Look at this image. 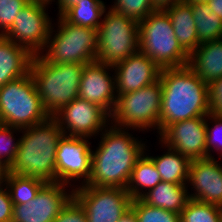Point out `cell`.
I'll return each mask as SVG.
<instances>
[{
  "label": "cell",
  "mask_w": 222,
  "mask_h": 222,
  "mask_svg": "<svg viewBox=\"0 0 222 222\" xmlns=\"http://www.w3.org/2000/svg\"><path fill=\"white\" fill-rule=\"evenodd\" d=\"M108 125L100 133L99 146L92 151L91 176L84 185L126 189L136 161L147 146L132 136L130 129Z\"/></svg>",
  "instance_id": "6da1fadb"
},
{
  "label": "cell",
  "mask_w": 222,
  "mask_h": 222,
  "mask_svg": "<svg viewBox=\"0 0 222 222\" xmlns=\"http://www.w3.org/2000/svg\"><path fill=\"white\" fill-rule=\"evenodd\" d=\"M160 134L175 122L209 115L208 85L188 66L163 68Z\"/></svg>",
  "instance_id": "7a4b0ae2"
},
{
  "label": "cell",
  "mask_w": 222,
  "mask_h": 222,
  "mask_svg": "<svg viewBox=\"0 0 222 222\" xmlns=\"http://www.w3.org/2000/svg\"><path fill=\"white\" fill-rule=\"evenodd\" d=\"M21 132L19 148L9 172L56 182V151L64 136L56 119L49 117Z\"/></svg>",
  "instance_id": "3957f363"
},
{
  "label": "cell",
  "mask_w": 222,
  "mask_h": 222,
  "mask_svg": "<svg viewBox=\"0 0 222 222\" xmlns=\"http://www.w3.org/2000/svg\"><path fill=\"white\" fill-rule=\"evenodd\" d=\"M85 64H49L35 55L30 66L38 95L50 117L78 98L80 81Z\"/></svg>",
  "instance_id": "277c9868"
},
{
  "label": "cell",
  "mask_w": 222,
  "mask_h": 222,
  "mask_svg": "<svg viewBox=\"0 0 222 222\" xmlns=\"http://www.w3.org/2000/svg\"><path fill=\"white\" fill-rule=\"evenodd\" d=\"M139 51L161 69L188 65L189 54L181 47L165 10H155L138 22Z\"/></svg>",
  "instance_id": "5b68a950"
},
{
  "label": "cell",
  "mask_w": 222,
  "mask_h": 222,
  "mask_svg": "<svg viewBox=\"0 0 222 222\" xmlns=\"http://www.w3.org/2000/svg\"><path fill=\"white\" fill-rule=\"evenodd\" d=\"M57 21L58 28L54 31V26L51 27L43 49V52L45 50L46 53L39 55L49 64H88L95 62L98 29L70 24L62 16L58 17Z\"/></svg>",
  "instance_id": "8992f818"
},
{
  "label": "cell",
  "mask_w": 222,
  "mask_h": 222,
  "mask_svg": "<svg viewBox=\"0 0 222 222\" xmlns=\"http://www.w3.org/2000/svg\"><path fill=\"white\" fill-rule=\"evenodd\" d=\"M49 117L30 72L0 87V121L3 125L23 129Z\"/></svg>",
  "instance_id": "52a82bcc"
},
{
  "label": "cell",
  "mask_w": 222,
  "mask_h": 222,
  "mask_svg": "<svg viewBox=\"0 0 222 222\" xmlns=\"http://www.w3.org/2000/svg\"><path fill=\"white\" fill-rule=\"evenodd\" d=\"M161 102L160 79L134 92L118 95L110 124L140 131H148L154 127L153 130L157 129L160 135Z\"/></svg>",
  "instance_id": "ba28073f"
},
{
  "label": "cell",
  "mask_w": 222,
  "mask_h": 222,
  "mask_svg": "<svg viewBox=\"0 0 222 222\" xmlns=\"http://www.w3.org/2000/svg\"><path fill=\"white\" fill-rule=\"evenodd\" d=\"M98 28L96 61L115 65L139 51V28L134 19L110 9Z\"/></svg>",
  "instance_id": "9c48e42d"
},
{
  "label": "cell",
  "mask_w": 222,
  "mask_h": 222,
  "mask_svg": "<svg viewBox=\"0 0 222 222\" xmlns=\"http://www.w3.org/2000/svg\"><path fill=\"white\" fill-rule=\"evenodd\" d=\"M74 198L84 208L87 222H117L131 208L132 197L126 189L77 185Z\"/></svg>",
  "instance_id": "30bf717a"
},
{
  "label": "cell",
  "mask_w": 222,
  "mask_h": 222,
  "mask_svg": "<svg viewBox=\"0 0 222 222\" xmlns=\"http://www.w3.org/2000/svg\"><path fill=\"white\" fill-rule=\"evenodd\" d=\"M47 6L31 0L2 36L24 47L33 56L43 53L52 27Z\"/></svg>",
  "instance_id": "8fae6325"
},
{
  "label": "cell",
  "mask_w": 222,
  "mask_h": 222,
  "mask_svg": "<svg viewBox=\"0 0 222 222\" xmlns=\"http://www.w3.org/2000/svg\"><path fill=\"white\" fill-rule=\"evenodd\" d=\"M53 117L65 136L90 139L102 133L111 120V115L104 108L80 98L71 101Z\"/></svg>",
  "instance_id": "7c38bea8"
},
{
  "label": "cell",
  "mask_w": 222,
  "mask_h": 222,
  "mask_svg": "<svg viewBox=\"0 0 222 222\" xmlns=\"http://www.w3.org/2000/svg\"><path fill=\"white\" fill-rule=\"evenodd\" d=\"M66 187L64 183L47 182L34 199L13 205L12 222H53L74 197V191H67Z\"/></svg>",
  "instance_id": "4fadbf2b"
},
{
  "label": "cell",
  "mask_w": 222,
  "mask_h": 222,
  "mask_svg": "<svg viewBox=\"0 0 222 222\" xmlns=\"http://www.w3.org/2000/svg\"><path fill=\"white\" fill-rule=\"evenodd\" d=\"M88 139V140H87ZM89 138L63 136L56 151V182L71 185L81 179L85 184L91 176L92 149Z\"/></svg>",
  "instance_id": "5bb4252c"
},
{
  "label": "cell",
  "mask_w": 222,
  "mask_h": 222,
  "mask_svg": "<svg viewBox=\"0 0 222 222\" xmlns=\"http://www.w3.org/2000/svg\"><path fill=\"white\" fill-rule=\"evenodd\" d=\"M206 118L207 116H199L170 124L160 134L161 146H168L191 161L209 158Z\"/></svg>",
  "instance_id": "9a60e30c"
},
{
  "label": "cell",
  "mask_w": 222,
  "mask_h": 222,
  "mask_svg": "<svg viewBox=\"0 0 222 222\" xmlns=\"http://www.w3.org/2000/svg\"><path fill=\"white\" fill-rule=\"evenodd\" d=\"M112 69L111 65L98 61L85 64L78 94V98L101 106L110 115L117 102L115 73L110 76L109 72Z\"/></svg>",
  "instance_id": "2e32d148"
},
{
  "label": "cell",
  "mask_w": 222,
  "mask_h": 222,
  "mask_svg": "<svg viewBox=\"0 0 222 222\" xmlns=\"http://www.w3.org/2000/svg\"><path fill=\"white\" fill-rule=\"evenodd\" d=\"M112 67L115 70L117 96L151 85L161 73V68L140 51Z\"/></svg>",
  "instance_id": "e0dca14e"
},
{
  "label": "cell",
  "mask_w": 222,
  "mask_h": 222,
  "mask_svg": "<svg viewBox=\"0 0 222 222\" xmlns=\"http://www.w3.org/2000/svg\"><path fill=\"white\" fill-rule=\"evenodd\" d=\"M218 162L216 158L191 161L188 184L195 191L188 194L190 199L222 207V164Z\"/></svg>",
  "instance_id": "ac0fdd59"
},
{
  "label": "cell",
  "mask_w": 222,
  "mask_h": 222,
  "mask_svg": "<svg viewBox=\"0 0 222 222\" xmlns=\"http://www.w3.org/2000/svg\"><path fill=\"white\" fill-rule=\"evenodd\" d=\"M33 55L0 35V87L30 72Z\"/></svg>",
  "instance_id": "d6986e66"
},
{
  "label": "cell",
  "mask_w": 222,
  "mask_h": 222,
  "mask_svg": "<svg viewBox=\"0 0 222 222\" xmlns=\"http://www.w3.org/2000/svg\"><path fill=\"white\" fill-rule=\"evenodd\" d=\"M188 66L207 85L222 77V39L201 43L189 55Z\"/></svg>",
  "instance_id": "ffe728a7"
},
{
  "label": "cell",
  "mask_w": 222,
  "mask_h": 222,
  "mask_svg": "<svg viewBox=\"0 0 222 222\" xmlns=\"http://www.w3.org/2000/svg\"><path fill=\"white\" fill-rule=\"evenodd\" d=\"M187 184H174L161 181L145 192L140 199L153 207L180 214L190 199Z\"/></svg>",
  "instance_id": "44dd1931"
},
{
  "label": "cell",
  "mask_w": 222,
  "mask_h": 222,
  "mask_svg": "<svg viewBox=\"0 0 222 222\" xmlns=\"http://www.w3.org/2000/svg\"><path fill=\"white\" fill-rule=\"evenodd\" d=\"M181 47L190 55L199 46L191 5L181 2L165 9Z\"/></svg>",
  "instance_id": "7402d4cb"
},
{
  "label": "cell",
  "mask_w": 222,
  "mask_h": 222,
  "mask_svg": "<svg viewBox=\"0 0 222 222\" xmlns=\"http://www.w3.org/2000/svg\"><path fill=\"white\" fill-rule=\"evenodd\" d=\"M167 148L161 156H147L154 162L161 180L174 184H187L191 160L176 150Z\"/></svg>",
  "instance_id": "603a6c76"
},
{
  "label": "cell",
  "mask_w": 222,
  "mask_h": 222,
  "mask_svg": "<svg viewBox=\"0 0 222 222\" xmlns=\"http://www.w3.org/2000/svg\"><path fill=\"white\" fill-rule=\"evenodd\" d=\"M161 181L160 174L154 162L146 155V151H144L143 155L136 161L126 190L132 199H138L147 190L154 188ZM143 189L146 190L143 191Z\"/></svg>",
  "instance_id": "cb8c5ba5"
},
{
  "label": "cell",
  "mask_w": 222,
  "mask_h": 222,
  "mask_svg": "<svg viewBox=\"0 0 222 222\" xmlns=\"http://www.w3.org/2000/svg\"><path fill=\"white\" fill-rule=\"evenodd\" d=\"M105 9L102 0H81L69 8L62 17L70 24L98 29Z\"/></svg>",
  "instance_id": "d4e9b609"
},
{
  "label": "cell",
  "mask_w": 222,
  "mask_h": 222,
  "mask_svg": "<svg viewBox=\"0 0 222 222\" xmlns=\"http://www.w3.org/2000/svg\"><path fill=\"white\" fill-rule=\"evenodd\" d=\"M191 5L199 45L222 39V19L206 3Z\"/></svg>",
  "instance_id": "484cf974"
},
{
  "label": "cell",
  "mask_w": 222,
  "mask_h": 222,
  "mask_svg": "<svg viewBox=\"0 0 222 222\" xmlns=\"http://www.w3.org/2000/svg\"><path fill=\"white\" fill-rule=\"evenodd\" d=\"M46 183V181L40 178L17 175L9 172L5 186L13 205H21L34 199Z\"/></svg>",
  "instance_id": "4316f807"
},
{
  "label": "cell",
  "mask_w": 222,
  "mask_h": 222,
  "mask_svg": "<svg viewBox=\"0 0 222 222\" xmlns=\"http://www.w3.org/2000/svg\"><path fill=\"white\" fill-rule=\"evenodd\" d=\"M180 222H222V207L189 199L180 212Z\"/></svg>",
  "instance_id": "83f0119b"
},
{
  "label": "cell",
  "mask_w": 222,
  "mask_h": 222,
  "mask_svg": "<svg viewBox=\"0 0 222 222\" xmlns=\"http://www.w3.org/2000/svg\"><path fill=\"white\" fill-rule=\"evenodd\" d=\"M131 208L138 217V222H180V214L153 207L140 198L132 199Z\"/></svg>",
  "instance_id": "f1b7e54d"
},
{
  "label": "cell",
  "mask_w": 222,
  "mask_h": 222,
  "mask_svg": "<svg viewBox=\"0 0 222 222\" xmlns=\"http://www.w3.org/2000/svg\"><path fill=\"white\" fill-rule=\"evenodd\" d=\"M110 9L117 13L124 14L137 22L144 20L156 9L152 0H114Z\"/></svg>",
  "instance_id": "f546056e"
},
{
  "label": "cell",
  "mask_w": 222,
  "mask_h": 222,
  "mask_svg": "<svg viewBox=\"0 0 222 222\" xmlns=\"http://www.w3.org/2000/svg\"><path fill=\"white\" fill-rule=\"evenodd\" d=\"M17 131L21 133L19 128L3 124L0 126V161L8 167L12 165L19 148V139L13 137Z\"/></svg>",
  "instance_id": "4dcf8cb0"
},
{
  "label": "cell",
  "mask_w": 222,
  "mask_h": 222,
  "mask_svg": "<svg viewBox=\"0 0 222 222\" xmlns=\"http://www.w3.org/2000/svg\"><path fill=\"white\" fill-rule=\"evenodd\" d=\"M31 0H0V35L12 25L19 11Z\"/></svg>",
  "instance_id": "1f68e13d"
},
{
  "label": "cell",
  "mask_w": 222,
  "mask_h": 222,
  "mask_svg": "<svg viewBox=\"0 0 222 222\" xmlns=\"http://www.w3.org/2000/svg\"><path fill=\"white\" fill-rule=\"evenodd\" d=\"M208 119V120H207ZM206 119V147L207 152L209 153V158H214L210 153L215 149L220 155L222 154V117H214L208 115ZM212 121L214 125L210 126L208 121ZM215 122V123H214Z\"/></svg>",
  "instance_id": "d6a6232c"
},
{
  "label": "cell",
  "mask_w": 222,
  "mask_h": 222,
  "mask_svg": "<svg viewBox=\"0 0 222 222\" xmlns=\"http://www.w3.org/2000/svg\"><path fill=\"white\" fill-rule=\"evenodd\" d=\"M53 222H87L84 208L73 197Z\"/></svg>",
  "instance_id": "836d02e7"
},
{
  "label": "cell",
  "mask_w": 222,
  "mask_h": 222,
  "mask_svg": "<svg viewBox=\"0 0 222 222\" xmlns=\"http://www.w3.org/2000/svg\"><path fill=\"white\" fill-rule=\"evenodd\" d=\"M209 115L222 117V77L208 85Z\"/></svg>",
  "instance_id": "e575fe53"
},
{
  "label": "cell",
  "mask_w": 222,
  "mask_h": 222,
  "mask_svg": "<svg viewBox=\"0 0 222 222\" xmlns=\"http://www.w3.org/2000/svg\"><path fill=\"white\" fill-rule=\"evenodd\" d=\"M12 212L13 203L9 192L6 187L0 186V222H12Z\"/></svg>",
  "instance_id": "d590c367"
},
{
  "label": "cell",
  "mask_w": 222,
  "mask_h": 222,
  "mask_svg": "<svg viewBox=\"0 0 222 222\" xmlns=\"http://www.w3.org/2000/svg\"><path fill=\"white\" fill-rule=\"evenodd\" d=\"M156 10H165L177 3L184 2V0H152Z\"/></svg>",
  "instance_id": "8d00e7d4"
},
{
  "label": "cell",
  "mask_w": 222,
  "mask_h": 222,
  "mask_svg": "<svg viewBox=\"0 0 222 222\" xmlns=\"http://www.w3.org/2000/svg\"><path fill=\"white\" fill-rule=\"evenodd\" d=\"M81 0H58V17L62 16L69 8L79 3Z\"/></svg>",
  "instance_id": "74e56055"
},
{
  "label": "cell",
  "mask_w": 222,
  "mask_h": 222,
  "mask_svg": "<svg viewBox=\"0 0 222 222\" xmlns=\"http://www.w3.org/2000/svg\"><path fill=\"white\" fill-rule=\"evenodd\" d=\"M206 4L219 18L222 19V0H209Z\"/></svg>",
  "instance_id": "f35d334b"
},
{
  "label": "cell",
  "mask_w": 222,
  "mask_h": 222,
  "mask_svg": "<svg viewBox=\"0 0 222 222\" xmlns=\"http://www.w3.org/2000/svg\"><path fill=\"white\" fill-rule=\"evenodd\" d=\"M117 222H138V217L134 210L130 208L125 212Z\"/></svg>",
  "instance_id": "ab89813d"
},
{
  "label": "cell",
  "mask_w": 222,
  "mask_h": 222,
  "mask_svg": "<svg viewBox=\"0 0 222 222\" xmlns=\"http://www.w3.org/2000/svg\"><path fill=\"white\" fill-rule=\"evenodd\" d=\"M9 173V167L0 161V186H5L6 178ZM4 183V184H3Z\"/></svg>",
  "instance_id": "60d3db41"
},
{
  "label": "cell",
  "mask_w": 222,
  "mask_h": 222,
  "mask_svg": "<svg viewBox=\"0 0 222 222\" xmlns=\"http://www.w3.org/2000/svg\"><path fill=\"white\" fill-rule=\"evenodd\" d=\"M209 0H184L185 3L187 4H201V3H206Z\"/></svg>",
  "instance_id": "b9f144b4"
},
{
  "label": "cell",
  "mask_w": 222,
  "mask_h": 222,
  "mask_svg": "<svg viewBox=\"0 0 222 222\" xmlns=\"http://www.w3.org/2000/svg\"><path fill=\"white\" fill-rule=\"evenodd\" d=\"M32 1H36L38 3H42V4H45V5H49L52 3V1H55V0H32ZM58 1V0H57ZM51 2V3H50Z\"/></svg>",
  "instance_id": "7bdbcfd3"
}]
</instances>
